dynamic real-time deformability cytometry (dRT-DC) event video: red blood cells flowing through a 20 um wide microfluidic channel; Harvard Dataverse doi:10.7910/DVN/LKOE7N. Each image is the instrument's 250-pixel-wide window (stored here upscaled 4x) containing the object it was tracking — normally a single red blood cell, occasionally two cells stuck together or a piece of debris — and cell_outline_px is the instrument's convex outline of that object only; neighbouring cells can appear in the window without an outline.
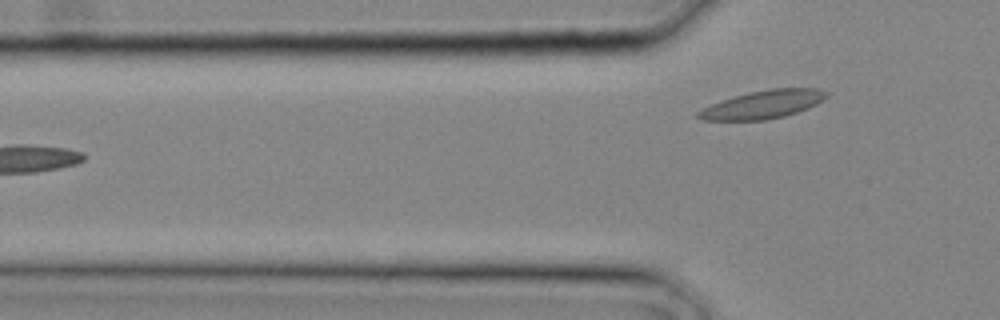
{"species": "common noctule bat (a hibernating species)", "species_latin": "Nyctalus noctula", "temperature_condition": "cold", "stored_images_in_passage": 3, "camera_frame_rate_fps": 3000, "um_per_image_px": 0.085, "animal": {"sex": "male", "body_mass_g": 20.4}, "frame": {"image": 1, "passage_image": 3, "time_ms": 0.667, "image_size_px": [1000, 320], "cell_outline_px": [[828, 96], [824, 100], [808, 108], [784, 116], [764, 120], [704, 120], [696, 116], [696, 112], [712, 104], [748, 92], [768, 88], [820, 88], [828, 92]], "centroid_in_image_um": [64.91, 8.87], "position_along_channel_um": 60.9, "area_um2": 20.92}}